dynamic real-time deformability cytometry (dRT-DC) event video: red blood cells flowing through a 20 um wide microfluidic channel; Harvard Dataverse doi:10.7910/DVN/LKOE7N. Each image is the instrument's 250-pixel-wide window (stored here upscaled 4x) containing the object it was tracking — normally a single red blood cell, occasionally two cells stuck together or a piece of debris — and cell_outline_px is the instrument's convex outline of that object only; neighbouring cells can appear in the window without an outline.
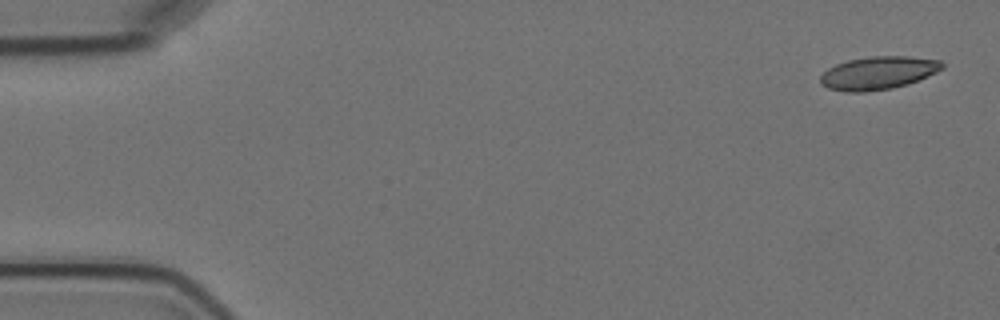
{"species": "Egyptian fruit bat (a non-hibernating species)", "species_latin": "Rousettus aegyptiacus", "temperature_condition": "cold", "stored_images_in_passage": 3, "camera_frame_rate_fps": 3000, "um_per_image_px": 0.085, "animal": {"sex": "female"}, "frame": {"image": 1, "passage_image": 1, "time_ms": 0.0, "image_size_px": [1000, 320], "cell_outline_px": [[944, 68], [928, 76], [908, 84], [892, 88], [864, 92], [844, 92], [828, 88], [820, 84], [820, 76], [828, 68], [836, 64], [848, 60], [868, 56], [908, 56], [940, 60], [944, 64]], "centroid_in_image_um": [74.64, 6.2], "position_along_channel_um": 10.4, "area_um2": 23.58}}